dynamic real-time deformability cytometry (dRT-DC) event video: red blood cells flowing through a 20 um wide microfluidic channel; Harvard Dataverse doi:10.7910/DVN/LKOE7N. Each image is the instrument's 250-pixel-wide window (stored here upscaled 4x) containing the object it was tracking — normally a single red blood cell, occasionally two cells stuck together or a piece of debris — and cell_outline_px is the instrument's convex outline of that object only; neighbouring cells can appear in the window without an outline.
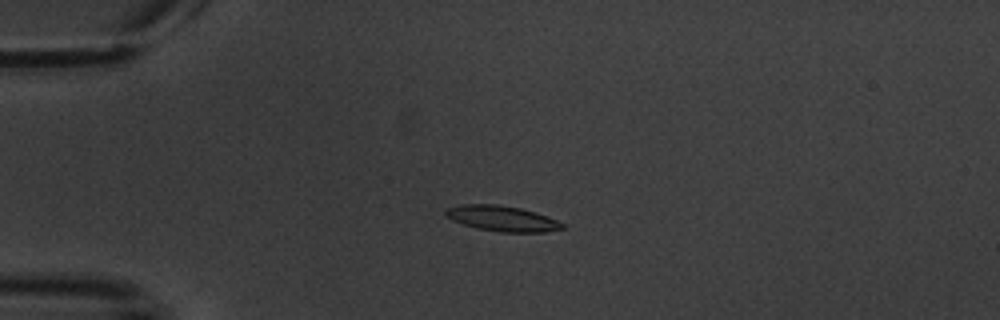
{"species": "common noctule bat (a hibernating species)", "species_latin": "Nyctalus noctula", "temperature_condition": "warm", "stored_images_in_passage": 6, "camera_frame_rate_fps": 3000, "um_per_image_px": 0.085, "animal": {"sex": "male", "body_mass_g": 20.1, "forearm_length_mm": 53.5}, "frame": {"image": 1, "passage_image": 5, "time_ms": 5.0, "image_size_px": [1000, 320], "cell_outline_px": [[564, 228], [544, 232], [500, 232], [476, 228], [452, 220], [444, 216], [444, 212], [448, 208], [460, 204], [496, 204], [520, 208], [536, 212], [556, 220], [564, 224]], "centroid_in_image_um": [42.65, 18.57], "position_along_channel_um": 42.4, "area_um2": 17.28}}